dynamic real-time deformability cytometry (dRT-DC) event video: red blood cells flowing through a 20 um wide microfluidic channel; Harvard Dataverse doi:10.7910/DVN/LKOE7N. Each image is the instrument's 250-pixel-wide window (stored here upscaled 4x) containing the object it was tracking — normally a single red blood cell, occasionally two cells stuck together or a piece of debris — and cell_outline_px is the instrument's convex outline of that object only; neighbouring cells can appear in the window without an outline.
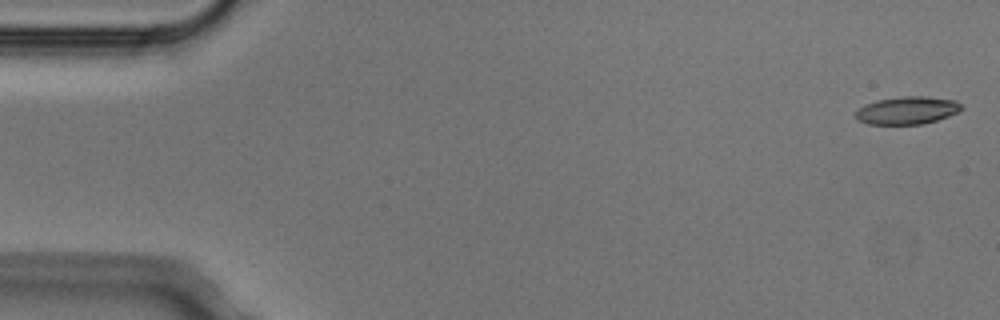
{"species": "Egyptian fruit bat (a non-hibernating species)", "species_latin": "Rousettus aegyptiacus", "temperature_condition": "cold", "stored_images_in_passage": 4, "camera_frame_rate_fps": 3000, "um_per_image_px": 0.085, "animal": {"sex": "male"}, "frame": {"image": 1, "passage_image": 1, "time_ms": 0.0, "image_size_px": [1000, 320], "cell_outline_px": [[964, 108], [960, 112], [936, 120], [920, 124], [868, 124], [856, 120], [856, 112], [864, 104], [876, 100], [900, 96], [924, 96], [956, 100]], "centroid_in_image_um": [77.12, 9.37], "position_along_channel_um": 7.9, "area_um2": 17.17}}
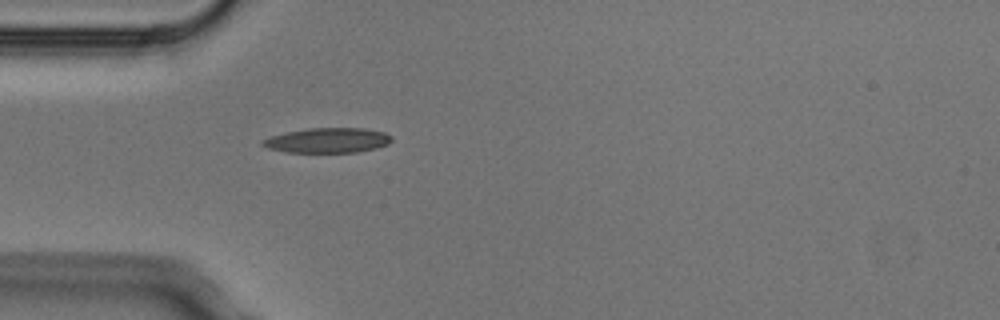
{"frame": {"image": 2, "passage_image": 4, "time_ms": 1.0, "image_size_px": [1000, 320], "cell_outline_px": [[392, 140], [388, 144], [376, 148], [356, 152], [284, 152], [268, 148], [260, 144], [260, 140], [272, 136], [288, 132], [308, 128], [364, 128], [384, 132], [392, 136]], "centroid_in_image_um": [27.85, 11.93], "position_along_channel_um": 57.2, "area_um2": 18.73}}